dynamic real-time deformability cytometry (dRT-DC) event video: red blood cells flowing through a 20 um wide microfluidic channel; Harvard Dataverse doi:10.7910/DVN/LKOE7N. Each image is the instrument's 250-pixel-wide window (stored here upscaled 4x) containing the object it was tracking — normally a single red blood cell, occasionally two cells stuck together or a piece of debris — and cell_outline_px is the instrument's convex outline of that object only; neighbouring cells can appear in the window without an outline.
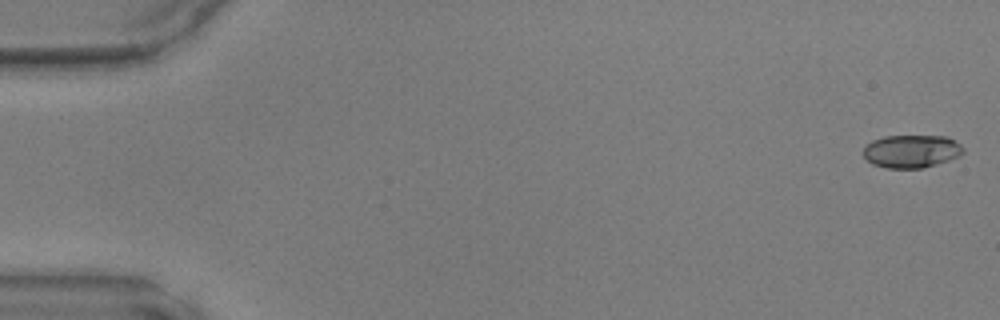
{"species": "common noctule bat (a hibernating species)", "species_latin": "Nyctalus noctula", "temperature_condition": "warm", "stored_images_in_passage": 46, "camera_frame_rate_fps": 3000, "um_per_image_px": 0.085, "animal": {"sex": "male", "body_mass_g": 17.9, "forearm_length_mm": 54.2}, "frame": {"image": 1, "passage_image": 1, "time_ms": 0.0, "image_size_px": [1000, 320], "cell_outline_px": [[964, 152], [948, 160], [936, 164], [920, 168], [888, 168], [872, 164], [864, 156], [864, 148], [872, 140], [884, 136], [948, 136], [960, 144], [964, 148]], "centroid_in_image_um": [77.47, 12.85], "position_along_channel_um": 7.5, "area_um2": 19.02}}
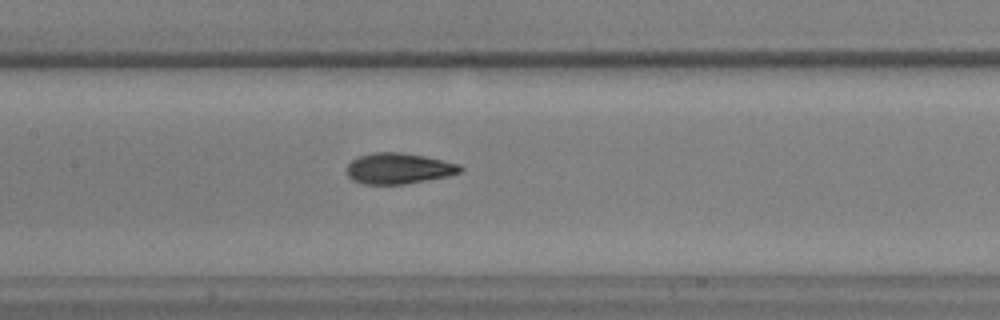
{"frame": {"image": 2, "passage_image": 23, "time_ms": 7.333, "image_size_px": [1000, 320], "cell_outline_px": [[464, 168], [460, 172], [448, 176], [404, 184], [364, 184], [352, 180], [348, 176], [348, 164], [356, 156], [372, 152], [400, 152], [424, 156], [460, 164]], "centroid_in_image_um": [33.87, 14.31], "position_along_channel_um": 173.5, "area_um2": 20.4}}
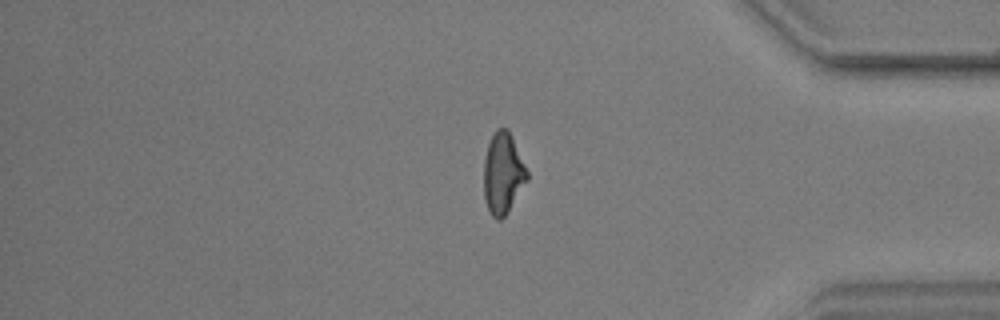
{"frame": {"image": 3, "passage_image": 40, "time_ms": 13.0, "image_size_px": [1000, 320], "cell_outline_px": [[528, 180], [508, 212], [500, 220], [496, 220], [488, 212], [484, 200], [484, 160], [488, 144], [496, 128], [508, 128], [512, 136], [528, 172]], "centroid_in_image_um": [42.74, 14.76], "position_along_channel_um": 392.5, "area_um2": 20.63}}